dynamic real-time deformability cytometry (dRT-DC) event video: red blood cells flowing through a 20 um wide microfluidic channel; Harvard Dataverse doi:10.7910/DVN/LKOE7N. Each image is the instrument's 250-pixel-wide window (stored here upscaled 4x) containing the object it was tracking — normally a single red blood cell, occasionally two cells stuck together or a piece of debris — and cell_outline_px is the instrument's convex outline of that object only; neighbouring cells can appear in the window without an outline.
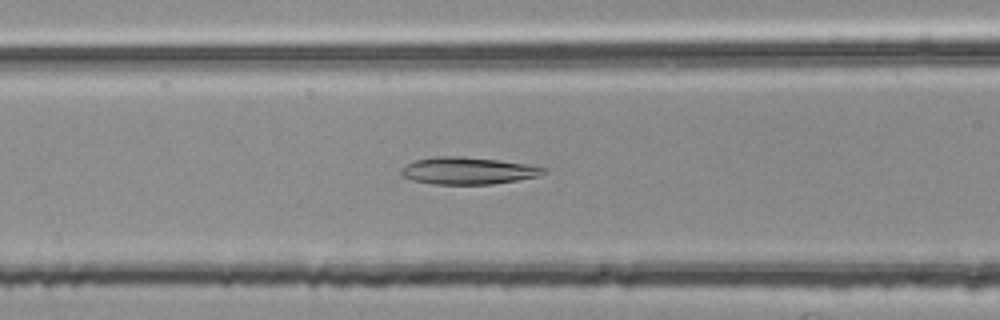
{"species": "common noctule bat (a hibernating species)", "species_latin": "Nyctalus noctula", "temperature_condition": "room temperature", "stored_images_in_passage": 32, "camera_frame_rate_fps": 3000, "um_per_image_px": 0.085, "animal": {"sex": "female", "body_mass_g": 25.1}, "frame": {"image": 1, "passage_image": 5, "time_ms": 1.333, "image_size_px": [1000, 320], "cell_outline_px": [[548, 172], [536, 176], [516, 180], [492, 184], [432, 184], [412, 180], [404, 176], [400, 172], [400, 168], [416, 160], [436, 156], [456, 156], [496, 160], [524, 164], [548, 168]], "centroid_in_image_um": [39.76, 14.52], "position_along_channel_um": 126.8, "area_um2": 22.2}}
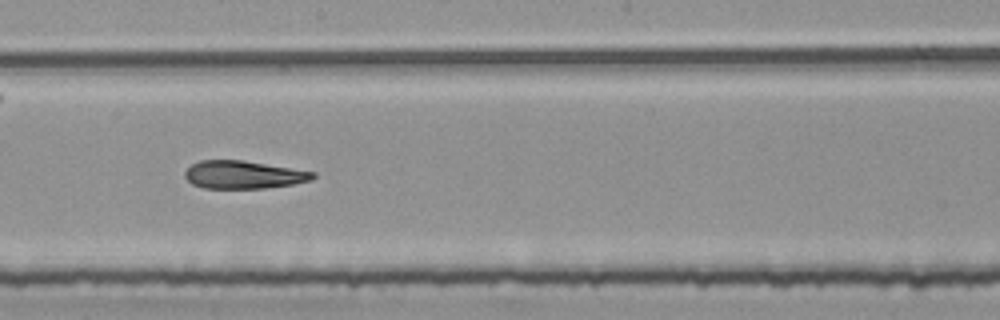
{"frame": {"image": 2, "passage_image": 13, "time_ms": 4.0, "image_size_px": [1000, 320], "cell_outline_px": [[316, 176], [312, 180], [292, 184], [264, 188], [204, 188], [192, 184], [184, 176], [184, 172], [192, 164], [200, 160], [244, 160], [316, 172]], "centroid_in_image_um": [20.7, 14.84], "position_along_channel_um": 227.5, "area_um2": 20.81}}
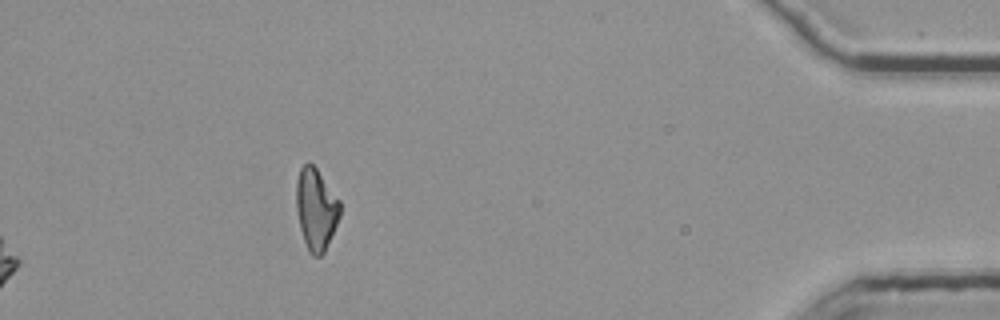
{"frame": {"image": 3, "passage_image": 32, "time_ms": 10.333, "image_size_px": [1000, 320], "cell_outline_px": [[340, 216], [324, 252], [320, 256], [312, 256], [308, 252], [300, 228], [296, 208], [296, 180], [300, 168], [308, 160], [316, 168], [340, 200]], "centroid_in_image_um": [26.85, 17.76], "position_along_channel_um": 408.4, "area_um2": 20.81}}